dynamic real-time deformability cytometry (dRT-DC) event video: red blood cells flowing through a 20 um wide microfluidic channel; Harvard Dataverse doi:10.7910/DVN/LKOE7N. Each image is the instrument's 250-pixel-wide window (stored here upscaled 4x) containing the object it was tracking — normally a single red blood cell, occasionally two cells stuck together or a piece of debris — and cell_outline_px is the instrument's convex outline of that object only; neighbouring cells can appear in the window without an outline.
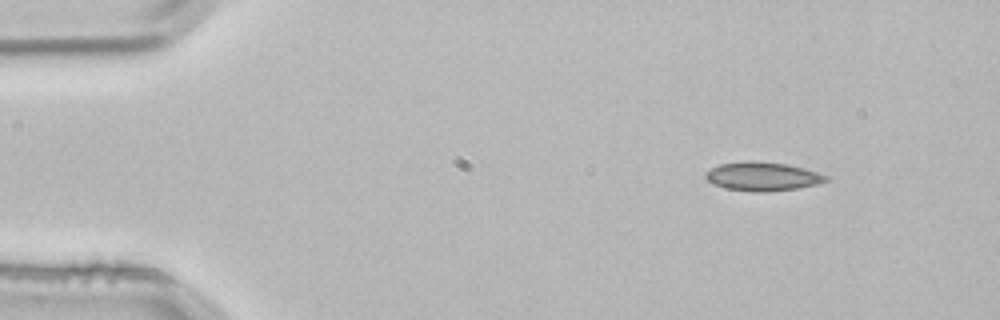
{"species": "common noctule bat (a hibernating species)", "species_latin": "Nyctalus noctula", "temperature_condition": "room temperature", "stored_images_in_passage": 3, "camera_frame_rate_fps": 3000, "um_per_image_px": 0.085, "animal": {"sex": "male", "body_mass_g": 21.5, "forearm_length_mm": 52.0}, "frame": {"image": 1, "passage_image": 1, "time_ms": 0.0, "image_size_px": [1000, 320], "cell_outline_px": [[828, 180], [820, 184], [796, 188], [768, 192], [752, 192], [728, 188], [712, 184], [704, 176], [704, 172], [720, 164], [788, 164], [804, 168], [828, 176]], "centroid_in_image_um": [64.86, 15.05], "position_along_channel_um": 20.1, "area_um2": 19.25}}
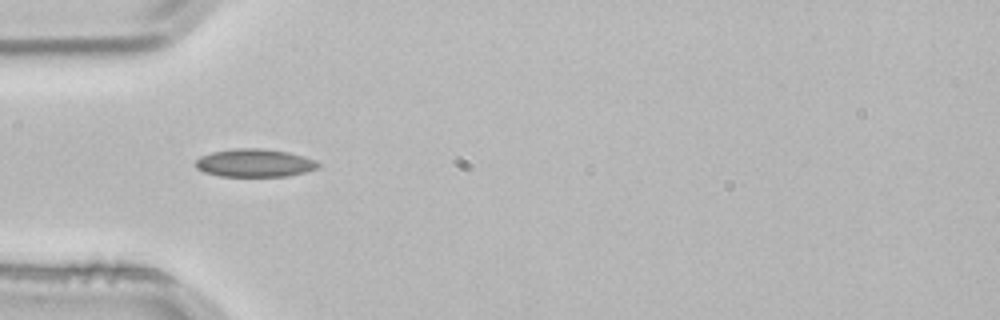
{"frame": {"image": 2, "passage_image": 3, "time_ms": 0.667, "image_size_px": [1000, 320], "cell_outline_px": [[320, 168], [288, 176], [220, 176], [204, 172], [196, 168], [196, 160], [200, 156], [212, 152], [232, 148], [264, 148], [288, 152], [304, 156], [316, 160], [320, 164]], "centroid_in_image_um": [21.66, 13.84], "position_along_channel_um": 63.3, "area_um2": 20.17}}